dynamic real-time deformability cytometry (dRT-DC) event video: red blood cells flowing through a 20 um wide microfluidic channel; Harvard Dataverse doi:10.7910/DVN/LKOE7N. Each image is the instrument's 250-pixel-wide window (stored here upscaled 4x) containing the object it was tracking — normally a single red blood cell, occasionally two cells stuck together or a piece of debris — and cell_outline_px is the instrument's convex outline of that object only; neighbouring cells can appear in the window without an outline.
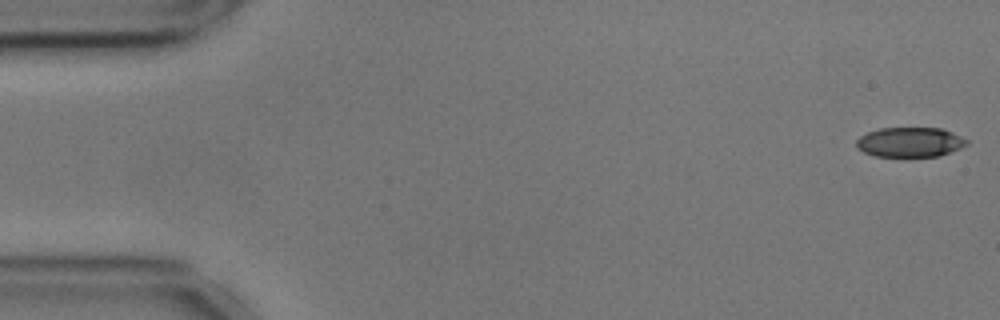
{"species": "common noctule bat (a hibernating species)", "species_latin": "Nyctalus noctula", "temperature_condition": "cold", "stored_images_in_passage": 53, "camera_frame_rate_fps": 3000, "um_per_image_px": 0.085, "animal": {"sex": "male", "body_mass_g": 17.9, "forearm_length_mm": 54.2}, "frame": {"image": 1, "passage_image": 1, "time_ms": 0.0, "image_size_px": [1000, 320], "cell_outline_px": [[968, 144], [960, 148], [940, 156], [876, 156], [864, 152], [856, 148], [856, 140], [860, 136], [868, 132], [880, 128], [940, 128], [952, 132], [968, 140]], "centroid_in_image_um": [77.34, 12.08], "position_along_channel_um": 7.7, "area_um2": 19.07}}
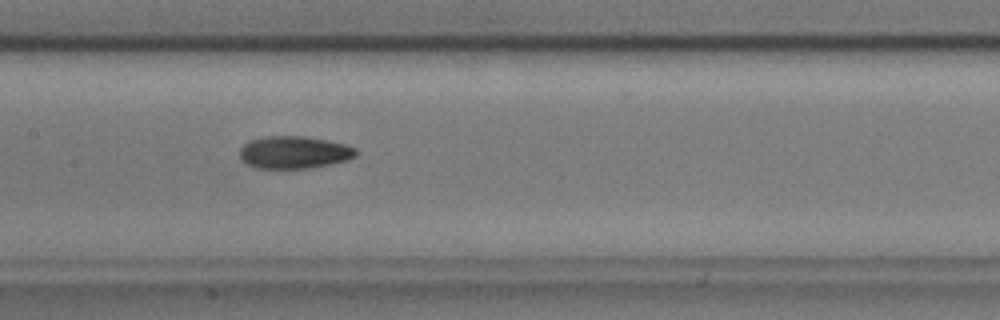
{"frame": {"image": 2, "passage_image": 26, "time_ms": 8.333, "image_size_px": [1000, 320], "cell_outline_px": [[356, 156], [348, 160], [312, 168], [256, 168], [240, 160], [240, 148], [248, 140], [264, 136], [304, 136], [344, 144], [356, 148]], "centroid_in_image_um": [24.97, 12.95], "position_along_channel_um": 182.4, "area_um2": 22.02}}
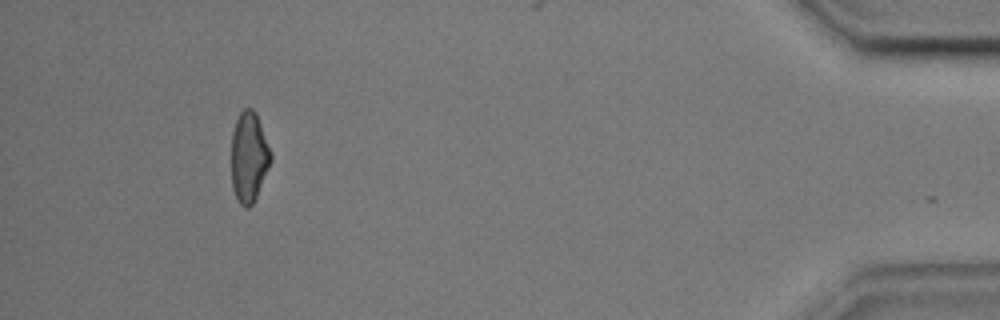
{"frame": {"image": 3, "passage_image": 51, "time_ms": 16.667, "image_size_px": [1000, 320], "cell_outline_px": [[272, 160], [256, 196], [252, 204], [248, 208], [244, 208], [240, 204], [232, 188], [232, 132], [236, 120], [240, 112], [244, 108], [252, 108], [256, 112], [272, 152]], "centroid_in_image_um": [21.17, 13.32], "position_along_channel_um": 414.0, "area_um2": 20.75}, "authors_computed_cell_mechanics": {"area_um2": 21.2126, "velocity_mm_per_s": 3.5902, "shape_relaxation_time_tau1_ms": 4.5514, "shape_relaxation_time_tau2_ms": 3.4879, "deformation_change_tau1": 0.1461, "deformation_change_tau2": 0.0949}}